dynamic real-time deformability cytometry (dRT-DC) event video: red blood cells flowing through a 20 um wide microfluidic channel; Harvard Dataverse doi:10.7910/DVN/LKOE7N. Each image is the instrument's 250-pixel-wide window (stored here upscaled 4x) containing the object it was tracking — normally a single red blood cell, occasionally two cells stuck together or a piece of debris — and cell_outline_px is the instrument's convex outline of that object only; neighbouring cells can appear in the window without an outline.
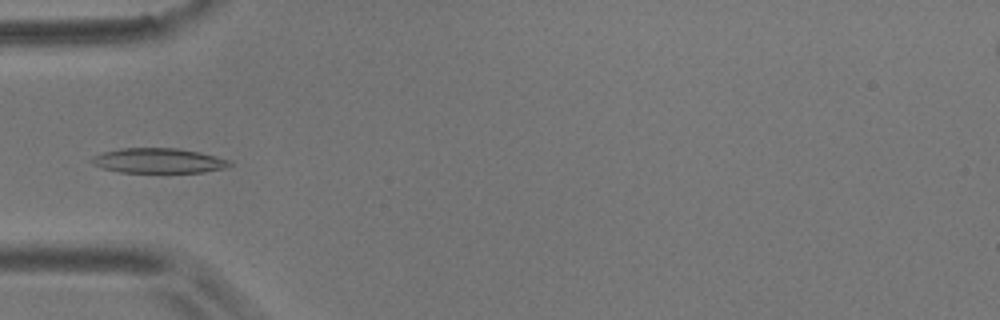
{"species": "common noctule bat (a hibernating species)", "species_latin": "Nyctalus noctula", "temperature_condition": "room temperature", "stored_images_in_passage": 4, "camera_frame_rate_fps": 3000, "um_per_image_px": 0.085, "animal": {"sex": "male", "body_mass_g": 17.9}, "frame": {"image": 1, "passage_image": 2, "time_ms": 0.333, "image_size_px": [1000, 320], "cell_outline_px": [[232, 164], [220, 168], [204, 172], [120, 172], [104, 168], [92, 164], [88, 160], [92, 156], [104, 152], [120, 148], [176, 148], [200, 152], [228, 160]], "centroid_in_image_um": [13.39, 13.65], "position_along_channel_um": 71.6, "area_um2": 19.77}}
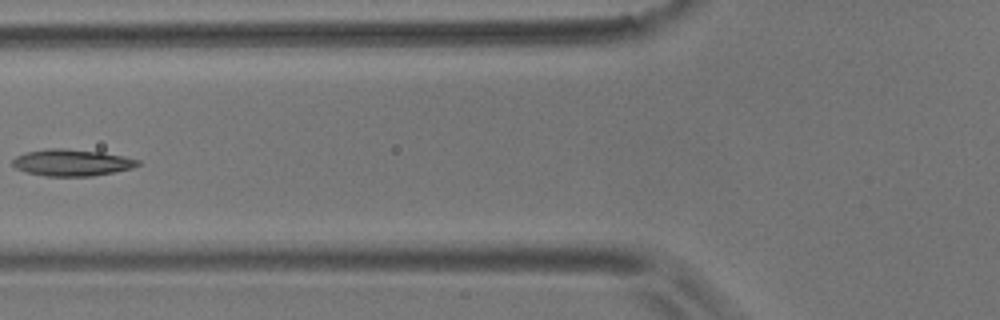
{"frame": {"image": 2, "passage_image": 3, "time_ms": 0.667, "image_size_px": [1000, 320], "cell_outline_px": [[140, 164], [132, 168], [92, 176], [44, 176], [28, 172], [16, 168], [12, 164], [12, 160], [16, 156], [28, 152], [48, 148], [64, 148], [100, 152], [124, 156], [140, 160]], "centroid_in_image_um": [6.11, 13.82], "position_along_channel_um": 119.7, "area_um2": 19.31}}
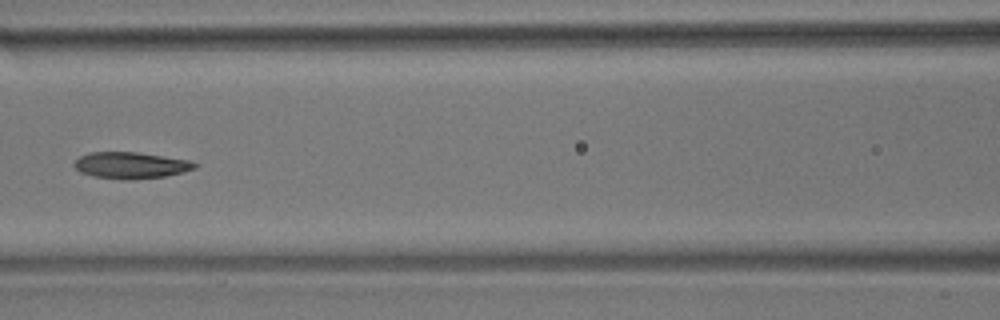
{"frame": {"image": 3, "passage_image": 4, "time_ms": 1.0, "image_size_px": [1000, 320], "cell_outline_px": [[200, 164], [196, 168], [184, 172], [164, 176], [132, 180], [120, 180], [92, 176], [80, 172], [72, 164], [80, 156], [88, 152], [136, 152], [188, 160]], "centroid_in_image_um": [11.1, 14.06], "position_along_channel_um": 155.5, "area_um2": 18.73}}